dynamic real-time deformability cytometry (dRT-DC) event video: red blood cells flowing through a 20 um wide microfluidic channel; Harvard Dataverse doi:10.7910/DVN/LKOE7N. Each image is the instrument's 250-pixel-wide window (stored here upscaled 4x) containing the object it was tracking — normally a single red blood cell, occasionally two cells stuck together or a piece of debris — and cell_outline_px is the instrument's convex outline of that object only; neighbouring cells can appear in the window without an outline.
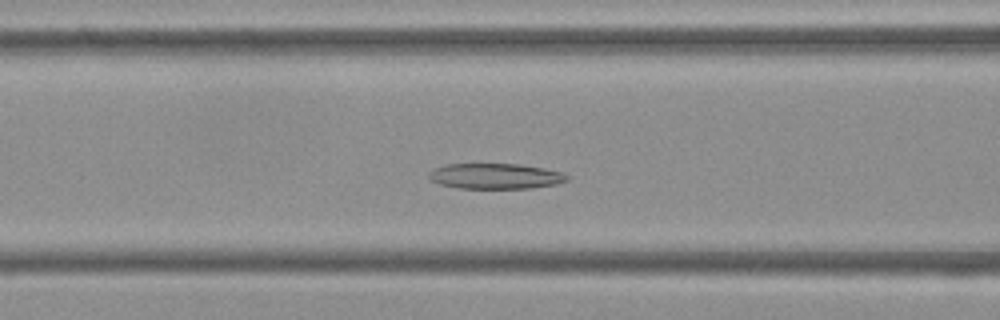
{"species": "Egyptian fruit bat (a non-hibernating species)", "species_latin": "Rousettus aegyptiacus", "temperature_condition": "cold", "stored_images_in_passage": 51, "camera_frame_rate_fps": 3000, "um_per_image_px": 0.085, "frame": {"image": 1, "passage_image": 19, "time_ms": 6.0, "image_size_px": [1000, 320], "cell_outline_px": [[568, 180], [556, 184], [532, 188], [456, 188], [440, 184], [432, 180], [428, 176], [428, 172], [444, 164], [520, 164], [544, 168], [564, 172], [568, 176]], "centroid_in_image_um": [42.12, 14.97], "position_along_channel_um": 124.5, "area_um2": 20.58}}
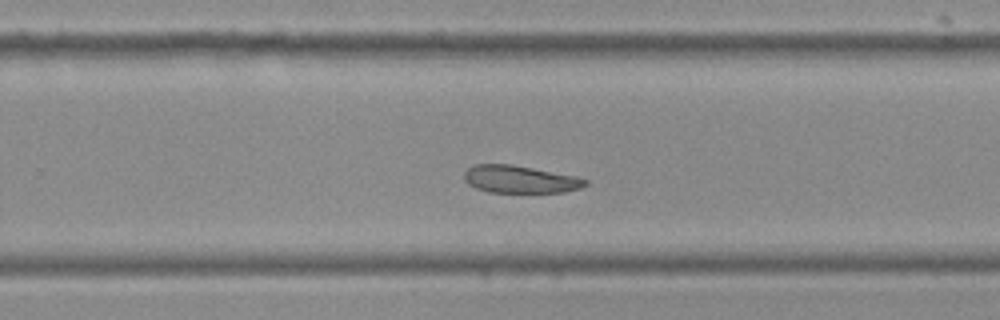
{"frame": {"image": 2, "passage_image": 32, "time_ms": 10.333, "image_size_px": [1000, 320], "cell_outline_px": [[588, 184], [580, 188], [564, 192], [488, 192], [476, 188], [468, 184], [464, 180], [464, 172], [468, 168], [476, 164], [512, 164], [576, 176], [588, 180]], "centroid_in_image_um": [44.19, 15.24], "position_along_channel_um": 285.6, "area_um2": 19.42}}
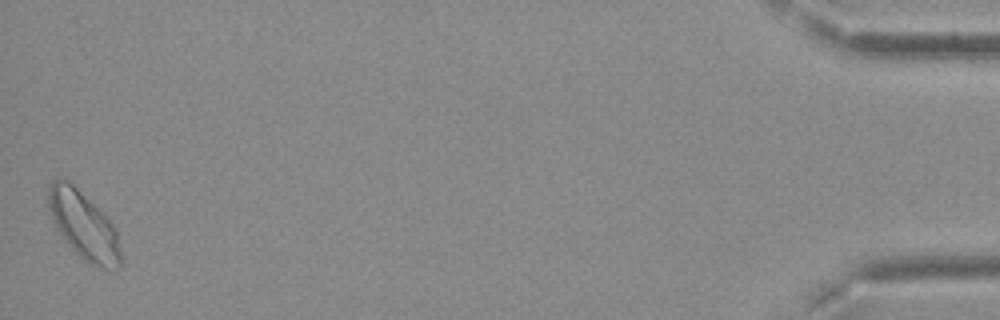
{"frame": {"image": 3, "passage_image": 51, "time_ms": 16.667, "image_size_px": [1000, 320], "cell_outline_px": [[120, 268], [100, 268], [88, 264], [56, 232], [48, 208], [48, 188], [52, 180], [56, 176], [68, 180], [104, 212], [116, 228], [120, 248]], "centroid_in_image_um": [7.08, 19.13], "position_along_channel_um": 428.1, "area_um2": 29.02}}